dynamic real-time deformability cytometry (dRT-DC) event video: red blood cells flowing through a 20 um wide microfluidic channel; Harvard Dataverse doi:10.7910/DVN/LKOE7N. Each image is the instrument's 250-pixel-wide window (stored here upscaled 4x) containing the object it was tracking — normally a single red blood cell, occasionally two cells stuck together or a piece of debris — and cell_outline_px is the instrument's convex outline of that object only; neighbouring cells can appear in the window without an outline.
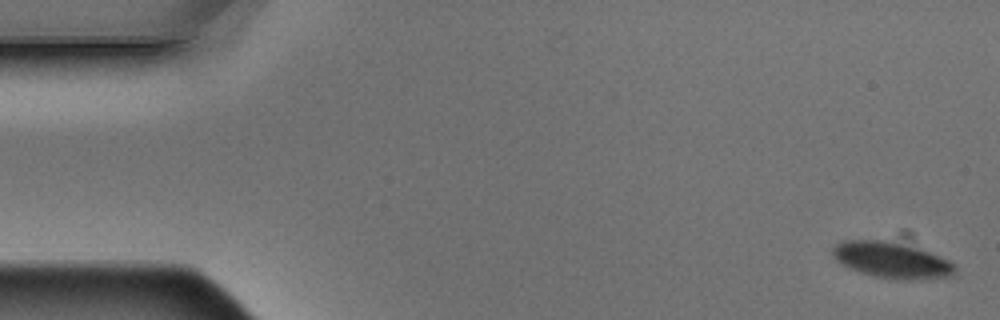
{"species": "Egyptian fruit bat (a non-hibernating species)", "species_latin": "Rousettus aegyptiacus", "temperature_condition": "warm", "stored_images_in_passage": 4, "camera_frame_rate_fps": 3000, "um_per_image_px": 0.085, "animal": {"sex": "male"}, "frame": {"image": 1, "passage_image": 1, "time_ms": 0.0, "image_size_px": [1000, 320], "cell_outline_px": [[956, 268], [952, 276], [908, 280], [900, 280], [872, 276], [860, 272], [844, 264], [832, 252], [832, 248], [836, 244], [844, 240], [884, 240], [916, 248], [928, 252], [948, 260], [956, 264]], "centroid_in_image_um": [75.82, 22.12], "position_along_channel_um": 9.2, "area_um2": 25.09}}
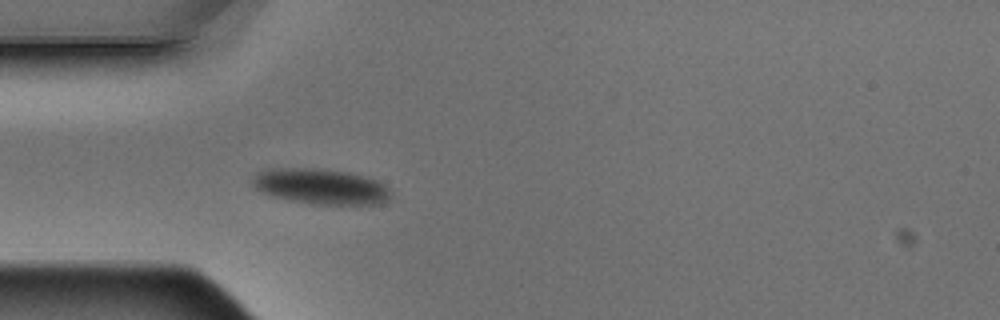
{"frame": {"image": 2, "passage_image": 4, "time_ms": 1.0, "image_size_px": [1000, 320], "cell_outline_px": [[392, 192], [388, 200], [380, 204], [312, 204], [288, 200], [272, 196], [260, 192], [252, 184], [252, 180], [260, 172], [272, 168], [320, 168], [348, 172], [376, 180], [384, 184]], "centroid_in_image_um": [27.27, 15.85], "position_along_channel_um": 57.7, "area_um2": 28.61}}